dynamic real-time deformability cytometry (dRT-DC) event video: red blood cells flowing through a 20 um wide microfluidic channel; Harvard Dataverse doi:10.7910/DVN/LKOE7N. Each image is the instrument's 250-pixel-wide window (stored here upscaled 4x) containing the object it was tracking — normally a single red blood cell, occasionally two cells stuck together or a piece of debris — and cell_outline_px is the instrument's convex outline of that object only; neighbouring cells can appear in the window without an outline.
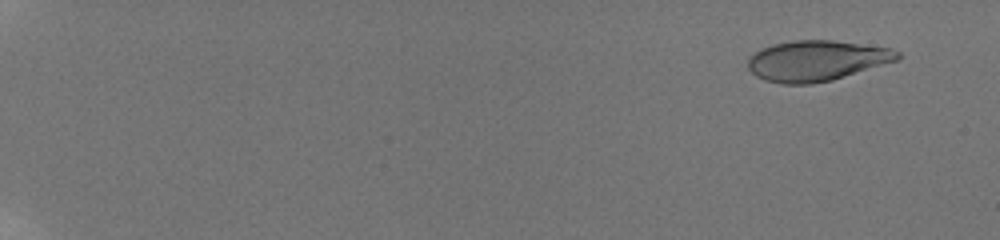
{"species": "human", "species_latin": "Homo sapiens", "temperature_condition": "room temperature", "stored_images_in_passage": 14, "camera_frame_rate_fps": 3000, "um_per_image_px": 0.085, "donor": {"sex": "male"}, "frame": {"image": 1, "passage_image": 7, "time_ms": 1.333, "image_size_px": [1000, 240], "cell_outline_px": [[900, 60], [832, 80], [812, 84], [780, 84], [764, 80], [756, 76], [748, 68], [748, 56], [760, 48], [772, 44], [792, 40], [832, 40], [892, 48], [900, 52]], "centroid_in_image_um": [69.4, 5.16], "position_along_channel_um": 15.6, "area_um2": 35.72}}